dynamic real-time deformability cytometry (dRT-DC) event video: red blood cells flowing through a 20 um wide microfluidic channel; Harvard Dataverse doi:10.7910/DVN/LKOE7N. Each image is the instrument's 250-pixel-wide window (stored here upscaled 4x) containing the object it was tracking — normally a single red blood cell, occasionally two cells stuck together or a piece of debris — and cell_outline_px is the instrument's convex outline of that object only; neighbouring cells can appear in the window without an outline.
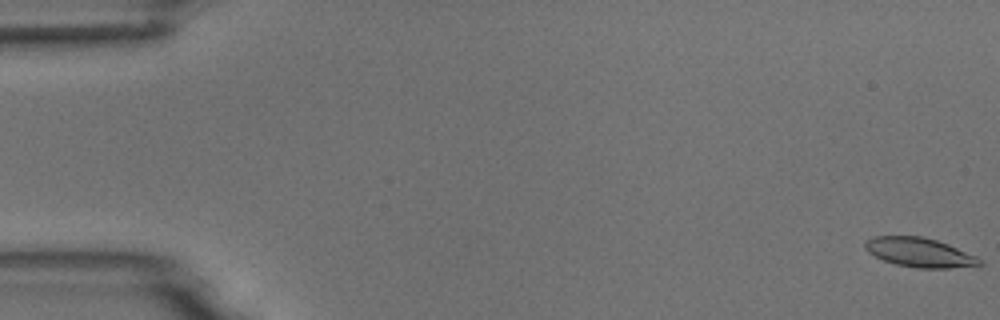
{"species": "common noctule bat (a hibernating species)", "species_latin": "Nyctalus noctula", "temperature_condition": "room temperature", "stored_images_in_passage": 6, "camera_frame_rate_fps": 3000, "um_per_image_px": 0.085, "animal": {"sex": "male", "body_mass_g": 18.8}, "frame": {"image": 1, "passage_image": 1, "time_ms": 0.0, "image_size_px": [1000, 320], "cell_outline_px": [[984, 264], [948, 268], [916, 268], [896, 264], [884, 260], [868, 252], [864, 248], [864, 244], [872, 236], [924, 236], [948, 244], [976, 256]], "centroid_in_image_um": [78.14, 21.45], "position_along_channel_um": 6.9, "area_um2": 19.36}}